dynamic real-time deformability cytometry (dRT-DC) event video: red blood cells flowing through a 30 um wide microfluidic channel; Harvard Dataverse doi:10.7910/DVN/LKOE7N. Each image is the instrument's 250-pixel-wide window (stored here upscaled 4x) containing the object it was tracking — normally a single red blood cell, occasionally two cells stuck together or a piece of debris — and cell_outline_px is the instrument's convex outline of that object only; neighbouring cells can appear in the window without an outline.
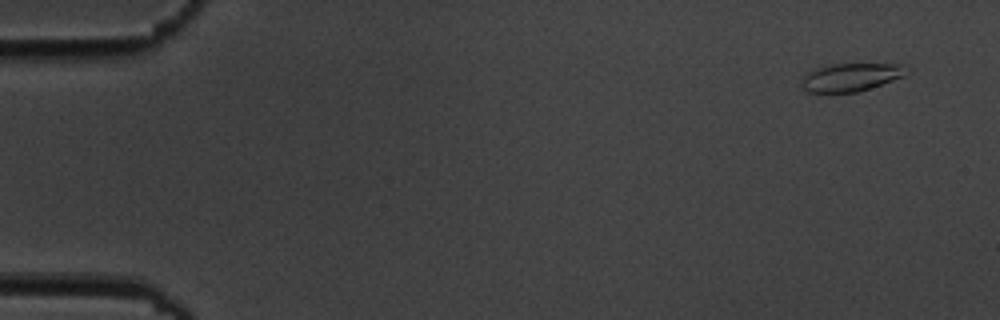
{"species": "common noctule bat (a hibernating species)", "species_latin": "Nyctalus noctula", "temperature_condition": "cold", "stored_images_in_passage": 5, "camera_frame_rate_fps": 3000, "um_per_image_px": 0.085, "animal": {"sex": "male", "body_mass_g": 19.5, "forearm_length_mm": 54.6}, "frame": {"image": 1, "passage_image": 1, "time_ms": 0.0, "image_size_px": [1000, 320], "cell_outline_px": [[912, 68], [904, 76], [856, 92], [808, 92], [800, 84], [804, 76], [808, 72], [816, 68], [832, 64], [904, 64]], "centroid_in_image_um": [72.36, 6.54], "position_along_channel_um": 12.6, "area_um2": 17.05}}
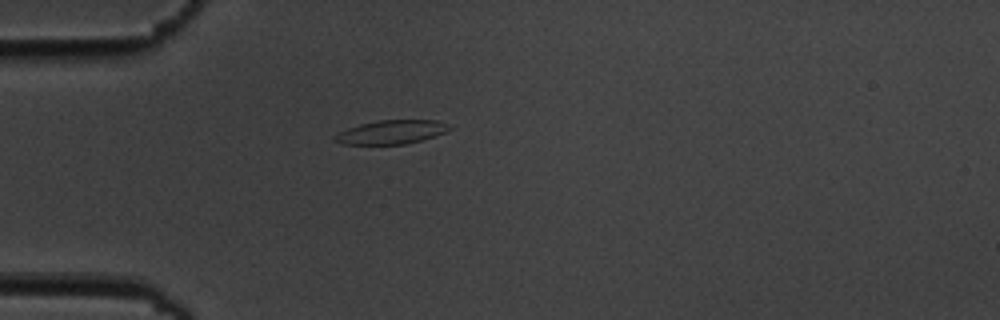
{"frame": {"image": 2, "passage_image": 5, "time_ms": 4.333, "image_size_px": [1000, 320], "cell_outline_px": [[452, 128], [444, 132], [420, 140], [404, 144], [344, 144], [332, 140], [332, 136], [348, 128], [360, 124], [380, 120], [436, 120], [448, 124]], "centroid_in_image_um": [33.22, 11.22], "position_along_channel_um": 51.8, "area_um2": 15.66}}